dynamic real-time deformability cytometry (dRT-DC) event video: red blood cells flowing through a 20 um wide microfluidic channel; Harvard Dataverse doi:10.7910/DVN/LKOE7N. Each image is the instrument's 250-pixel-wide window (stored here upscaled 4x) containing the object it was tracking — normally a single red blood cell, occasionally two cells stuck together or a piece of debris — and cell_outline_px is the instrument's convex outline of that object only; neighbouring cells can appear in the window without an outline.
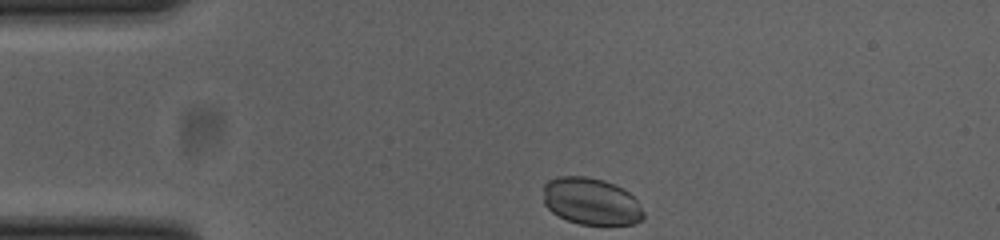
{"species": "common noctule bat (a hibernating species)", "species_latin": "Nyctalus noctula", "temperature_condition": "cold", "stored_images_in_passage": 34, "camera_frame_rate_fps": 3000, "um_per_image_px": 0.085, "animal": {"sex": "female", "body_mass_g": 23.0, "forearm_length_mm": 53.4}, "frame": {"image": 1, "passage_image": 1, "time_ms": 0.0, "image_size_px": [1000, 240], "cell_outline_px": [[644, 216], [640, 220], [632, 224], [580, 224], [568, 220], [552, 212], [544, 204], [544, 184], [548, 180], [556, 176], [588, 176], [604, 180], [624, 188], [636, 200], [644, 212]], "centroid_in_image_um": [50.23, 17.09], "position_along_channel_um": 34.8, "area_um2": 27.4}}
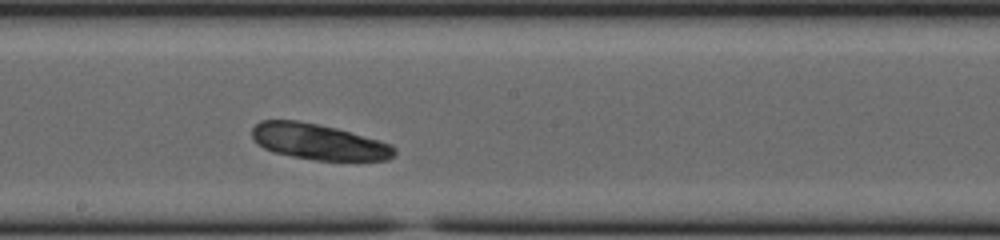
{"frame": {"image": 2, "passage_image": 19, "time_ms": 6.0, "image_size_px": [1000, 240], "cell_outline_px": [[396, 156], [388, 160], [316, 160], [292, 156], [272, 152], [256, 144], [252, 136], [252, 128], [260, 120], [296, 120], [336, 128], [392, 144], [396, 148]], "centroid_in_image_um": [27.08, 12.06], "position_along_channel_um": 221.1, "area_um2": 29.71}}
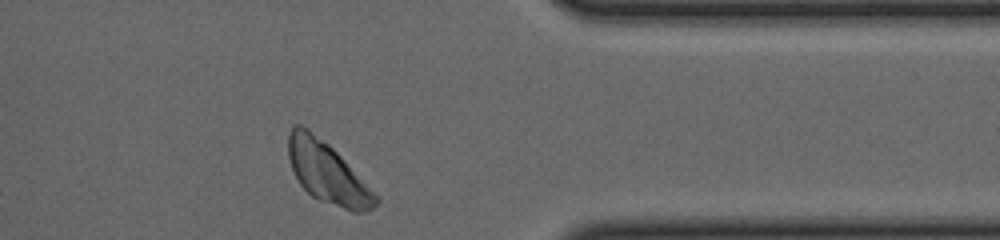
{"frame": {"image": 3, "passage_image": 33, "time_ms": 10.667, "image_size_px": [1000, 240], "cell_outline_px": [[380, 200], [372, 208], [364, 212], [352, 212], [320, 200], [312, 196], [300, 184], [292, 168], [288, 156], [288, 132], [292, 124], [300, 124], [308, 128], [328, 144], [380, 196]], "centroid_in_image_um": [27.83, 14.67], "position_along_channel_um": 383.6, "area_um2": 31.04}, "authors_computed_cell_mechanics": {"area_um2": 29.8826, "velocity_mm_per_s": 3.7845, "shape_relaxation_time_tau1_ms": 4.433, "shape_relaxation_time_tau2_ms": null, "deformation_change_tau1": null, "deformation_change_tau2": null}}